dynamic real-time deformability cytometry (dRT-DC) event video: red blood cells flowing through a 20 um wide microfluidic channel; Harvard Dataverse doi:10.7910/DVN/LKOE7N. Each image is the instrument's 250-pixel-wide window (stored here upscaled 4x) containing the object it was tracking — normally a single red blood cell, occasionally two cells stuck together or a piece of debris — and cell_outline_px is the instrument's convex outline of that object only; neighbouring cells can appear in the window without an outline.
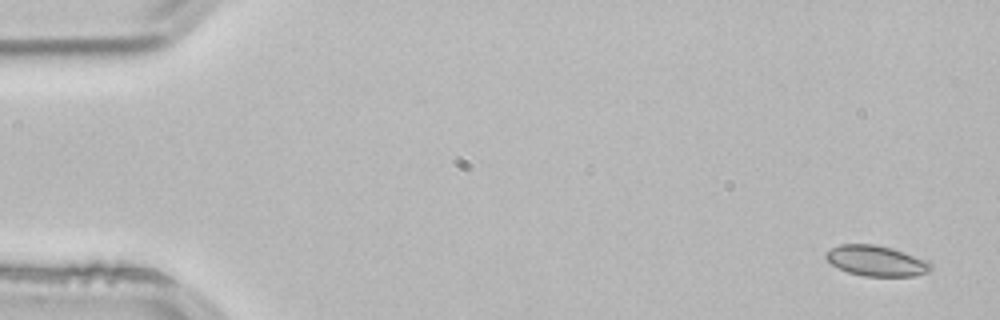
{"species": "common noctule bat (a hibernating species)", "species_latin": "Nyctalus noctula", "temperature_condition": "room temperature", "stored_images_in_passage": 3, "camera_frame_rate_fps": 3000, "um_per_image_px": 0.085, "animal": {"sex": "male", "body_mass_g": 21.5, "forearm_length_mm": 52.0}, "frame": {"image": 1, "passage_image": 1, "time_ms": 0.0, "image_size_px": [1000, 320], "cell_outline_px": [[932, 268], [928, 272], [916, 276], [864, 276], [848, 272], [832, 264], [824, 256], [824, 252], [840, 244], [872, 244], [892, 248], [928, 260], [932, 264]], "centroid_in_image_um": [74.5, 22.17], "position_along_channel_um": 10.5, "area_um2": 18.67}}
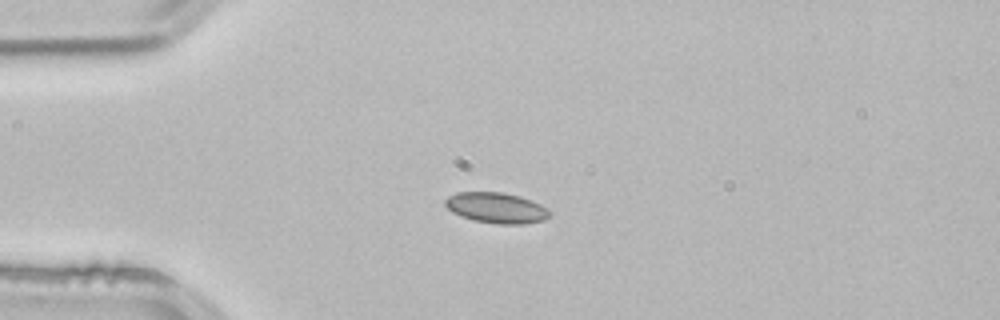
{"frame": {"image": 2, "passage_image": 3, "time_ms": 0.667, "image_size_px": [1000, 320], "cell_outline_px": [[552, 212], [544, 220], [524, 224], [496, 224], [472, 220], [460, 216], [452, 212], [444, 204], [444, 200], [448, 196], [456, 192], [500, 192], [520, 196], [532, 200], [548, 208]], "centroid_in_image_um": [42.19, 17.67], "position_along_channel_um": 42.8, "area_um2": 18.84}}